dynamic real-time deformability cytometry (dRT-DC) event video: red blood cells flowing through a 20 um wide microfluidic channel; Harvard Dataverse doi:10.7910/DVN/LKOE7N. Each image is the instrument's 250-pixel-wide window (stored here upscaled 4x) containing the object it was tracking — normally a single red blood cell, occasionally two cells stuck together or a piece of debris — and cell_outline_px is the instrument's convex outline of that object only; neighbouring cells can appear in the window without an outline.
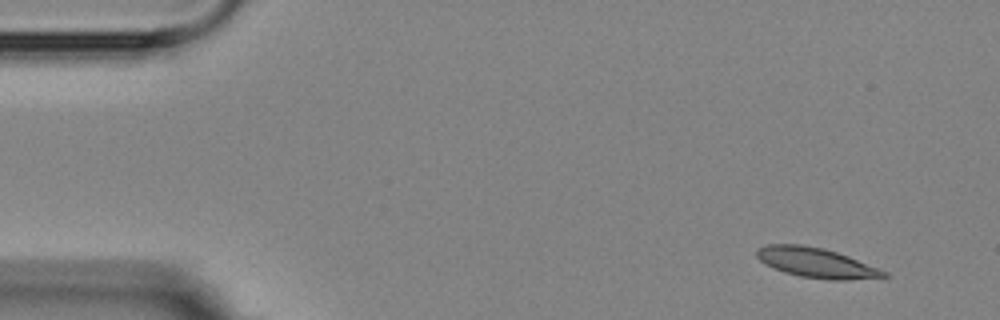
{"species": "Egyptian fruit bat (a non-hibernating species)", "species_latin": "Rousettus aegyptiacus", "temperature_condition": "room temperature", "stored_images_in_passage": 4, "camera_frame_rate_fps": 3000, "um_per_image_px": 0.085, "animal": {"sex": "female"}, "frame": {"image": 1, "passage_image": 1, "time_ms": 0.0, "image_size_px": [1000, 320], "cell_outline_px": [[888, 276], [848, 280], [828, 280], [800, 276], [784, 272], [764, 264], [756, 256], [756, 248], [768, 244], [800, 244], [824, 248], [848, 256], [888, 272]], "centroid_in_image_um": [69.34, 22.33], "position_along_channel_um": 15.7, "area_um2": 22.08}}
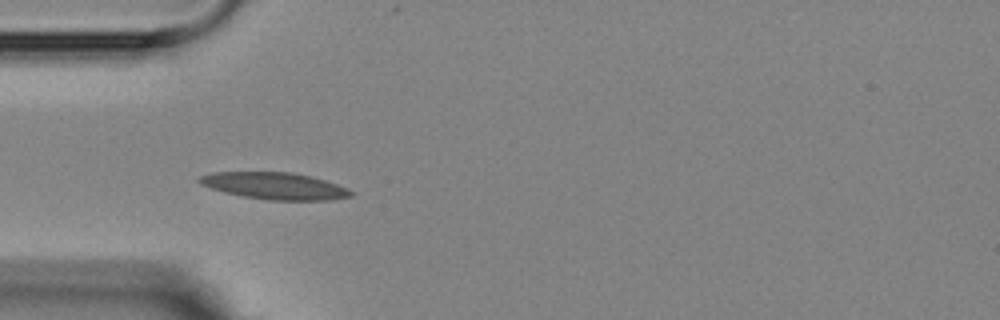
{"frame": {"image": 2, "passage_image": 3, "time_ms": 4.0, "image_size_px": [1000, 320], "cell_outline_px": [[356, 192], [352, 196], [328, 200], [268, 200], [244, 196], [224, 192], [200, 184], [196, 180], [200, 176], [212, 172], [288, 172], [308, 176], [324, 180], [348, 188]], "centroid_in_image_um": [23.35, 15.8], "position_along_channel_um": 61.7, "area_um2": 23.58}}
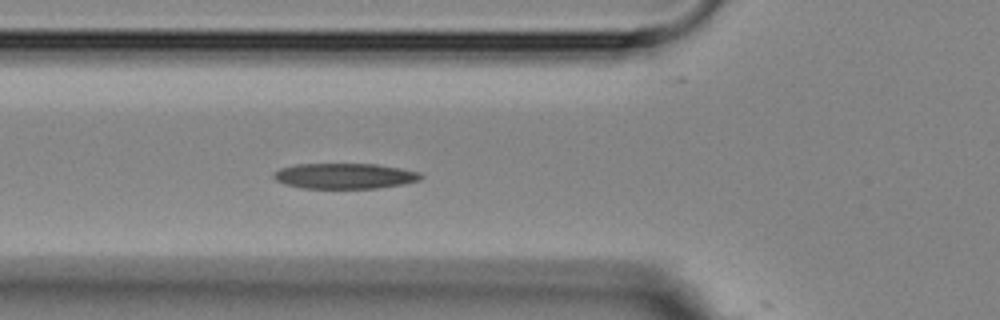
{"frame": {"image": 3, "passage_image": 4, "time_ms": 5.0, "image_size_px": [1000, 320], "cell_outline_px": [[424, 176], [420, 180], [404, 184], [376, 188], [300, 188], [284, 184], [276, 180], [272, 176], [272, 172], [280, 168], [296, 164], [376, 164], [400, 168], [420, 172]], "centroid_in_image_um": [29.28, 14.96], "position_along_channel_um": 96.5, "area_um2": 22.02}}